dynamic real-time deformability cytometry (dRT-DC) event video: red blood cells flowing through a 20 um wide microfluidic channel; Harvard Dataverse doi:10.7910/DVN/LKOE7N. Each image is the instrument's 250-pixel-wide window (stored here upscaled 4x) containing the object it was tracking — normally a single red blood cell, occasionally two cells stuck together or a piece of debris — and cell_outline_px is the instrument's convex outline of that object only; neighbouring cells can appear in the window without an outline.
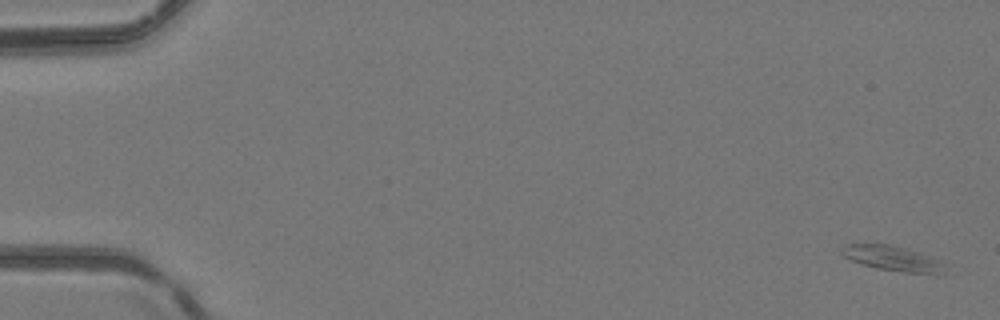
{"species": "common noctule bat (a hibernating species)", "species_latin": "Nyctalus noctula", "temperature_condition": "room temperature", "stored_images_in_passage": 5, "camera_frame_rate_fps": 3000, "um_per_image_px": 0.085, "animal": {"sex": "female", "body_mass_g": 24.6, "forearm_length_mm": 56.2}, "frame": {"image": 1, "passage_image": 1, "time_ms": 0.0, "image_size_px": [1000, 320], "cell_outline_px": [[944, 264], [936, 272], [904, 272], [876, 268], [852, 260], [844, 256], [840, 252], [840, 248], [848, 244], [888, 244], [920, 252], [940, 260]], "centroid_in_image_um": [75.76, 21.92], "position_along_channel_um": 9.2, "area_um2": 14.39}}
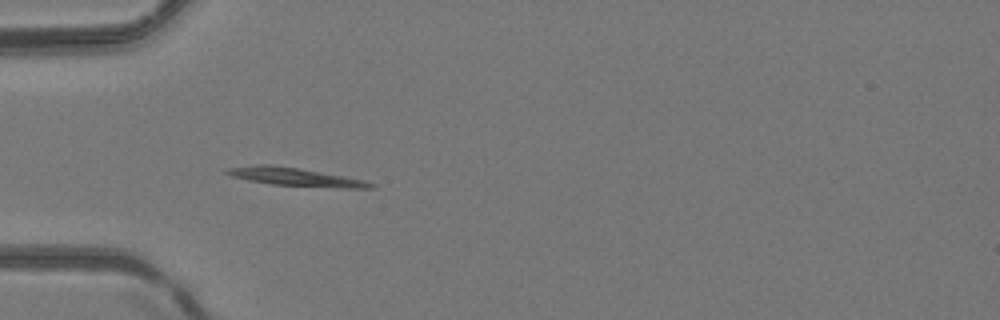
{"frame": {"image": 2, "passage_image": 5, "time_ms": 5.0, "image_size_px": [1000, 320], "cell_outline_px": [[376, 184], [372, 188], [340, 188], [272, 184], [248, 180], [232, 176], [224, 172], [228, 168], [256, 164], [272, 164], [300, 168], [344, 176], [364, 180]], "centroid_in_image_um": [25.1, 15.03], "position_along_channel_um": 59.9, "area_um2": 15.2}}